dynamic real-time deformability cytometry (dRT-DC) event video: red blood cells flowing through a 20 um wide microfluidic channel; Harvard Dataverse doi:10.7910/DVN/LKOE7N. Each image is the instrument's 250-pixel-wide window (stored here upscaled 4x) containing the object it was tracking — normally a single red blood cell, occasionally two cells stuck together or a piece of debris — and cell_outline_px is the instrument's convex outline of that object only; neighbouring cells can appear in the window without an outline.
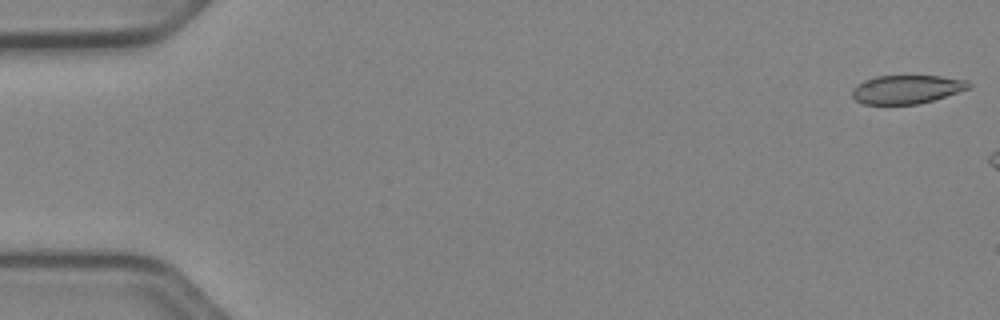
{"species": "Egyptian fruit bat (a non-hibernating species)", "species_latin": "Rousettus aegyptiacus", "temperature_condition": "cold", "stored_images_in_passage": 10, "camera_frame_rate_fps": 3000, "um_per_image_px": 0.085, "animal": {"sex": "female"}, "frame": {"image": 1, "passage_image": 1, "time_ms": 0.0, "image_size_px": [1000, 320], "cell_outline_px": [[972, 88], [932, 100], [916, 104], [864, 104], [856, 100], [852, 96], [852, 88], [856, 84], [864, 80], [876, 76], [940, 76], [968, 80], [972, 84]], "centroid_in_image_um": [77.08, 7.58], "position_along_channel_um": 7.9, "area_um2": 19.48}}